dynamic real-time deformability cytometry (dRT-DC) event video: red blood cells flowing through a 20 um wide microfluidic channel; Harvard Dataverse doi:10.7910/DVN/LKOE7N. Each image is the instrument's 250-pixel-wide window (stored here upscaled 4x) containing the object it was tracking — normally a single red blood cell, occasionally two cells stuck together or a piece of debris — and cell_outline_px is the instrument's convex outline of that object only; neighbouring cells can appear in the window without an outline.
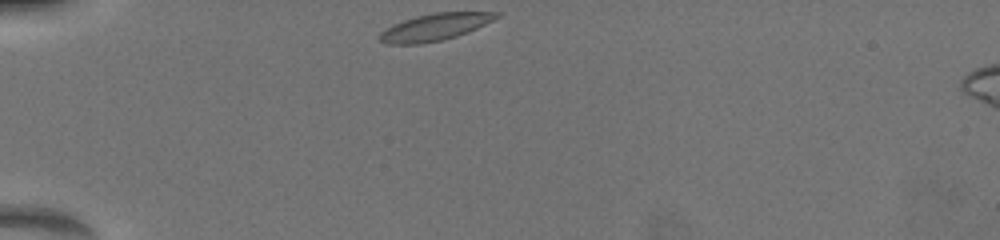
{"species": "common noctule bat (a hibernating species)", "species_latin": "Nyctalus noctula", "temperature_condition": "warm", "stored_images_in_passage": 30, "camera_frame_rate_fps": 3000, "um_per_image_px": 0.085, "animal": {"sex": "female", "body_mass_g": 19.5, "forearm_length_mm": 54.1}, "frame": {"image": 1, "passage_image": 1, "time_ms": 0.0, "image_size_px": [1000, 240], "cell_outline_px": [[500, 16], [468, 32], [456, 36], [440, 40], [420, 44], [388, 44], [380, 40], [380, 32], [392, 24], [416, 16], [432, 12], [500, 12]], "centroid_in_image_um": [36.94, 2.29], "position_along_channel_um": 48.1, "area_um2": 18.15}}
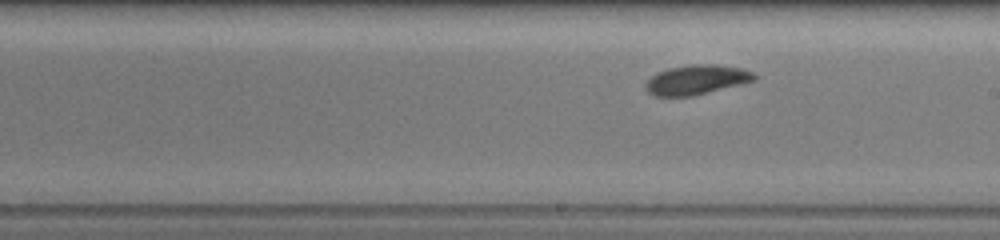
{"frame": {"image": 2, "passage_image": 17, "time_ms": 5.667, "image_size_px": [1000, 240], "cell_outline_px": [[756, 80], [692, 96], [656, 96], [648, 92], [644, 88], [644, 84], [656, 72], [668, 68], [688, 64], [712, 64], [740, 68], [756, 72]], "centroid_in_image_um": [59.18, 6.77], "position_along_channel_um": 229.8, "area_um2": 18.79}}
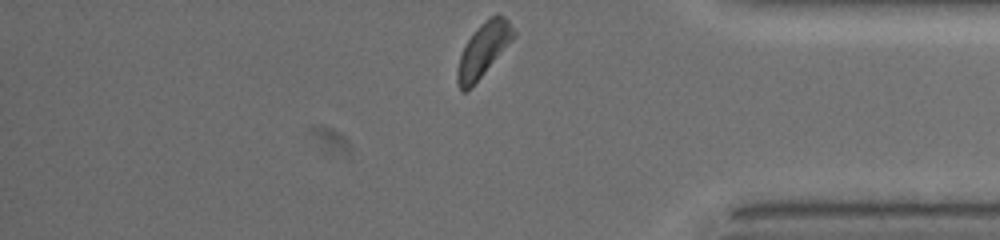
{"frame": {"image": 3, "passage_image": 30, "time_ms": 10.333, "image_size_px": [1000, 240], "cell_outline_px": [[516, 36], [480, 76], [464, 92], [460, 92], [456, 80], [456, 72], [460, 56], [468, 40], [476, 28], [484, 20], [496, 12], [500, 12], [508, 20], [516, 32]], "centroid_in_image_um": [41.1, 4.16], "position_along_channel_um": 394.1, "area_um2": 17.28}, "authors_computed_cell_mechanics": {"area_um2": 18.3515, "velocity_mm_per_s": 3.8236, "shape_relaxation_time_tau1_ms": 2.2845, "shape_relaxation_time_tau2_ms": null, "deformation_change_tau1": 0.1094, "deformation_change_tau2": null}}